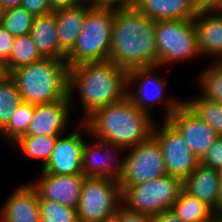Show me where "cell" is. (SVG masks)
Listing matches in <instances>:
<instances>
[{
  "instance_id": "6da1fadb",
  "label": "cell",
  "mask_w": 222,
  "mask_h": 222,
  "mask_svg": "<svg viewBox=\"0 0 222 222\" xmlns=\"http://www.w3.org/2000/svg\"><path fill=\"white\" fill-rule=\"evenodd\" d=\"M126 91L127 72L111 61L85 62L69 67L68 97L71 109L73 114L76 110L83 111L78 122H84L100 108L121 101Z\"/></svg>"
},
{
  "instance_id": "7a4b0ae2",
  "label": "cell",
  "mask_w": 222,
  "mask_h": 222,
  "mask_svg": "<svg viewBox=\"0 0 222 222\" xmlns=\"http://www.w3.org/2000/svg\"><path fill=\"white\" fill-rule=\"evenodd\" d=\"M109 61L126 72L157 66L154 21L136 7L115 11Z\"/></svg>"
},
{
  "instance_id": "3957f363",
  "label": "cell",
  "mask_w": 222,
  "mask_h": 222,
  "mask_svg": "<svg viewBox=\"0 0 222 222\" xmlns=\"http://www.w3.org/2000/svg\"><path fill=\"white\" fill-rule=\"evenodd\" d=\"M84 123L96 139L129 149L153 135L156 120L125 96L96 110Z\"/></svg>"
},
{
  "instance_id": "277c9868",
  "label": "cell",
  "mask_w": 222,
  "mask_h": 222,
  "mask_svg": "<svg viewBox=\"0 0 222 222\" xmlns=\"http://www.w3.org/2000/svg\"><path fill=\"white\" fill-rule=\"evenodd\" d=\"M66 60L43 58L19 67L9 75L15 81L23 102L49 104L69 99Z\"/></svg>"
},
{
  "instance_id": "5b68a950",
  "label": "cell",
  "mask_w": 222,
  "mask_h": 222,
  "mask_svg": "<svg viewBox=\"0 0 222 222\" xmlns=\"http://www.w3.org/2000/svg\"><path fill=\"white\" fill-rule=\"evenodd\" d=\"M115 10L90 7L74 47L66 54L68 67L109 61Z\"/></svg>"
},
{
  "instance_id": "8992f818",
  "label": "cell",
  "mask_w": 222,
  "mask_h": 222,
  "mask_svg": "<svg viewBox=\"0 0 222 222\" xmlns=\"http://www.w3.org/2000/svg\"><path fill=\"white\" fill-rule=\"evenodd\" d=\"M159 66L136 68L127 72L126 96L141 111L151 113V108L161 106L162 121L167 120L183 103L184 99L168 94L166 77L158 74Z\"/></svg>"
},
{
  "instance_id": "52a82bcc",
  "label": "cell",
  "mask_w": 222,
  "mask_h": 222,
  "mask_svg": "<svg viewBox=\"0 0 222 222\" xmlns=\"http://www.w3.org/2000/svg\"><path fill=\"white\" fill-rule=\"evenodd\" d=\"M154 29L157 66L166 68L174 63L201 58L193 19L156 21Z\"/></svg>"
},
{
  "instance_id": "ba28073f",
  "label": "cell",
  "mask_w": 222,
  "mask_h": 222,
  "mask_svg": "<svg viewBox=\"0 0 222 222\" xmlns=\"http://www.w3.org/2000/svg\"><path fill=\"white\" fill-rule=\"evenodd\" d=\"M121 188L124 208L152 217L172 208L183 189V182L166 174L151 181Z\"/></svg>"
},
{
  "instance_id": "9c48e42d",
  "label": "cell",
  "mask_w": 222,
  "mask_h": 222,
  "mask_svg": "<svg viewBox=\"0 0 222 222\" xmlns=\"http://www.w3.org/2000/svg\"><path fill=\"white\" fill-rule=\"evenodd\" d=\"M122 206V188L118 181L86 177L83 181L77 214L79 222H103Z\"/></svg>"
},
{
  "instance_id": "30bf717a",
  "label": "cell",
  "mask_w": 222,
  "mask_h": 222,
  "mask_svg": "<svg viewBox=\"0 0 222 222\" xmlns=\"http://www.w3.org/2000/svg\"><path fill=\"white\" fill-rule=\"evenodd\" d=\"M125 169L119 181L121 186H132L166 175L161 145L152 135L126 153Z\"/></svg>"
},
{
  "instance_id": "8fae6325",
  "label": "cell",
  "mask_w": 222,
  "mask_h": 222,
  "mask_svg": "<svg viewBox=\"0 0 222 222\" xmlns=\"http://www.w3.org/2000/svg\"><path fill=\"white\" fill-rule=\"evenodd\" d=\"M153 136L161 145L167 175L183 182L200 164L199 158L189 149L185 138L167 120H161V124L156 121Z\"/></svg>"
},
{
  "instance_id": "7c38bea8",
  "label": "cell",
  "mask_w": 222,
  "mask_h": 222,
  "mask_svg": "<svg viewBox=\"0 0 222 222\" xmlns=\"http://www.w3.org/2000/svg\"><path fill=\"white\" fill-rule=\"evenodd\" d=\"M88 136L91 142L86 140L83 148L81 162L83 175L119 182L125 169L128 149L101 141L90 134Z\"/></svg>"
},
{
  "instance_id": "4fadbf2b",
  "label": "cell",
  "mask_w": 222,
  "mask_h": 222,
  "mask_svg": "<svg viewBox=\"0 0 222 222\" xmlns=\"http://www.w3.org/2000/svg\"><path fill=\"white\" fill-rule=\"evenodd\" d=\"M75 128L57 138L51 157L40 170L55 175L83 174L82 155L86 141L84 134L89 135V129L84 122H77ZM77 128V129H76Z\"/></svg>"
},
{
  "instance_id": "5bb4252c",
  "label": "cell",
  "mask_w": 222,
  "mask_h": 222,
  "mask_svg": "<svg viewBox=\"0 0 222 222\" xmlns=\"http://www.w3.org/2000/svg\"><path fill=\"white\" fill-rule=\"evenodd\" d=\"M167 121L185 138L189 149L199 160L220 136L185 103Z\"/></svg>"
},
{
  "instance_id": "9a60e30c",
  "label": "cell",
  "mask_w": 222,
  "mask_h": 222,
  "mask_svg": "<svg viewBox=\"0 0 222 222\" xmlns=\"http://www.w3.org/2000/svg\"><path fill=\"white\" fill-rule=\"evenodd\" d=\"M39 175L34 182H29L36 190L38 199H47L77 209L86 178L83 174L55 175L40 171Z\"/></svg>"
},
{
  "instance_id": "2e32d148",
  "label": "cell",
  "mask_w": 222,
  "mask_h": 222,
  "mask_svg": "<svg viewBox=\"0 0 222 222\" xmlns=\"http://www.w3.org/2000/svg\"><path fill=\"white\" fill-rule=\"evenodd\" d=\"M72 114L69 99L34 105L33 118L25 135H63L68 132L67 127L70 128Z\"/></svg>"
},
{
  "instance_id": "e0dca14e",
  "label": "cell",
  "mask_w": 222,
  "mask_h": 222,
  "mask_svg": "<svg viewBox=\"0 0 222 222\" xmlns=\"http://www.w3.org/2000/svg\"><path fill=\"white\" fill-rule=\"evenodd\" d=\"M0 207V222H40L38 194L29 182L8 195Z\"/></svg>"
},
{
  "instance_id": "ac0fdd59",
  "label": "cell",
  "mask_w": 222,
  "mask_h": 222,
  "mask_svg": "<svg viewBox=\"0 0 222 222\" xmlns=\"http://www.w3.org/2000/svg\"><path fill=\"white\" fill-rule=\"evenodd\" d=\"M193 21L202 59L209 57V59L213 58V61H220L222 58V12L198 13Z\"/></svg>"
},
{
  "instance_id": "d6986e66",
  "label": "cell",
  "mask_w": 222,
  "mask_h": 222,
  "mask_svg": "<svg viewBox=\"0 0 222 222\" xmlns=\"http://www.w3.org/2000/svg\"><path fill=\"white\" fill-rule=\"evenodd\" d=\"M183 189L208 205L218 215L220 194V175L218 169H212L201 163L183 181Z\"/></svg>"
},
{
  "instance_id": "ffe728a7",
  "label": "cell",
  "mask_w": 222,
  "mask_h": 222,
  "mask_svg": "<svg viewBox=\"0 0 222 222\" xmlns=\"http://www.w3.org/2000/svg\"><path fill=\"white\" fill-rule=\"evenodd\" d=\"M90 7L85 1H81L77 5L53 11L60 48L66 54L74 47Z\"/></svg>"
},
{
  "instance_id": "44dd1931",
  "label": "cell",
  "mask_w": 222,
  "mask_h": 222,
  "mask_svg": "<svg viewBox=\"0 0 222 222\" xmlns=\"http://www.w3.org/2000/svg\"><path fill=\"white\" fill-rule=\"evenodd\" d=\"M30 35L44 58L66 60V53L60 48L58 41L54 12L43 16H35Z\"/></svg>"
},
{
  "instance_id": "7402d4cb",
  "label": "cell",
  "mask_w": 222,
  "mask_h": 222,
  "mask_svg": "<svg viewBox=\"0 0 222 222\" xmlns=\"http://www.w3.org/2000/svg\"><path fill=\"white\" fill-rule=\"evenodd\" d=\"M135 7L154 22L190 20L197 15L192 0H137Z\"/></svg>"
},
{
  "instance_id": "603a6c76",
  "label": "cell",
  "mask_w": 222,
  "mask_h": 222,
  "mask_svg": "<svg viewBox=\"0 0 222 222\" xmlns=\"http://www.w3.org/2000/svg\"><path fill=\"white\" fill-rule=\"evenodd\" d=\"M61 135H23L10 148L25 158L42 161V168L51 157L57 138Z\"/></svg>"
},
{
  "instance_id": "cb8c5ba5",
  "label": "cell",
  "mask_w": 222,
  "mask_h": 222,
  "mask_svg": "<svg viewBox=\"0 0 222 222\" xmlns=\"http://www.w3.org/2000/svg\"><path fill=\"white\" fill-rule=\"evenodd\" d=\"M31 35L17 36L14 38L11 53L7 62L2 66L3 74H10L15 69L29 65L43 59Z\"/></svg>"
},
{
  "instance_id": "d4e9b609",
  "label": "cell",
  "mask_w": 222,
  "mask_h": 222,
  "mask_svg": "<svg viewBox=\"0 0 222 222\" xmlns=\"http://www.w3.org/2000/svg\"><path fill=\"white\" fill-rule=\"evenodd\" d=\"M171 209L184 222H207L215 215L208 205L184 189L181 190Z\"/></svg>"
},
{
  "instance_id": "484cf974",
  "label": "cell",
  "mask_w": 222,
  "mask_h": 222,
  "mask_svg": "<svg viewBox=\"0 0 222 222\" xmlns=\"http://www.w3.org/2000/svg\"><path fill=\"white\" fill-rule=\"evenodd\" d=\"M22 103V96L13 78L9 74H2L0 76V131L9 123Z\"/></svg>"
},
{
  "instance_id": "4316f807",
  "label": "cell",
  "mask_w": 222,
  "mask_h": 222,
  "mask_svg": "<svg viewBox=\"0 0 222 222\" xmlns=\"http://www.w3.org/2000/svg\"><path fill=\"white\" fill-rule=\"evenodd\" d=\"M211 62L196 77L199 95L222 104V63Z\"/></svg>"
},
{
  "instance_id": "83f0119b",
  "label": "cell",
  "mask_w": 222,
  "mask_h": 222,
  "mask_svg": "<svg viewBox=\"0 0 222 222\" xmlns=\"http://www.w3.org/2000/svg\"><path fill=\"white\" fill-rule=\"evenodd\" d=\"M184 103L199 118L204 120L218 135L222 134V104L219 102L208 100L203 96L195 95V97L184 98Z\"/></svg>"
},
{
  "instance_id": "f1b7e54d",
  "label": "cell",
  "mask_w": 222,
  "mask_h": 222,
  "mask_svg": "<svg viewBox=\"0 0 222 222\" xmlns=\"http://www.w3.org/2000/svg\"><path fill=\"white\" fill-rule=\"evenodd\" d=\"M33 112L34 105L23 102L12 115L9 123L0 131V137L9 147L27 133Z\"/></svg>"
},
{
  "instance_id": "f546056e",
  "label": "cell",
  "mask_w": 222,
  "mask_h": 222,
  "mask_svg": "<svg viewBox=\"0 0 222 222\" xmlns=\"http://www.w3.org/2000/svg\"><path fill=\"white\" fill-rule=\"evenodd\" d=\"M34 16L24 7L18 6L5 10L1 26L14 37L30 34Z\"/></svg>"
},
{
  "instance_id": "4dcf8cb0",
  "label": "cell",
  "mask_w": 222,
  "mask_h": 222,
  "mask_svg": "<svg viewBox=\"0 0 222 222\" xmlns=\"http://www.w3.org/2000/svg\"><path fill=\"white\" fill-rule=\"evenodd\" d=\"M40 222H79L77 209L47 199H38Z\"/></svg>"
},
{
  "instance_id": "1f68e13d",
  "label": "cell",
  "mask_w": 222,
  "mask_h": 222,
  "mask_svg": "<svg viewBox=\"0 0 222 222\" xmlns=\"http://www.w3.org/2000/svg\"><path fill=\"white\" fill-rule=\"evenodd\" d=\"M200 163L212 169L222 167V139L217 138L200 160Z\"/></svg>"
},
{
  "instance_id": "d6a6232c",
  "label": "cell",
  "mask_w": 222,
  "mask_h": 222,
  "mask_svg": "<svg viewBox=\"0 0 222 222\" xmlns=\"http://www.w3.org/2000/svg\"><path fill=\"white\" fill-rule=\"evenodd\" d=\"M93 8L124 10L135 7L137 0H86Z\"/></svg>"
},
{
  "instance_id": "836d02e7",
  "label": "cell",
  "mask_w": 222,
  "mask_h": 222,
  "mask_svg": "<svg viewBox=\"0 0 222 222\" xmlns=\"http://www.w3.org/2000/svg\"><path fill=\"white\" fill-rule=\"evenodd\" d=\"M14 36L0 25V66L2 67L8 60L12 50Z\"/></svg>"
},
{
  "instance_id": "e575fe53",
  "label": "cell",
  "mask_w": 222,
  "mask_h": 222,
  "mask_svg": "<svg viewBox=\"0 0 222 222\" xmlns=\"http://www.w3.org/2000/svg\"><path fill=\"white\" fill-rule=\"evenodd\" d=\"M21 6L34 17L47 15L53 12L48 4V0H23Z\"/></svg>"
},
{
  "instance_id": "d590c367",
  "label": "cell",
  "mask_w": 222,
  "mask_h": 222,
  "mask_svg": "<svg viewBox=\"0 0 222 222\" xmlns=\"http://www.w3.org/2000/svg\"><path fill=\"white\" fill-rule=\"evenodd\" d=\"M118 222H152L151 216L130 211L121 206L114 216Z\"/></svg>"
},
{
  "instance_id": "8d00e7d4",
  "label": "cell",
  "mask_w": 222,
  "mask_h": 222,
  "mask_svg": "<svg viewBox=\"0 0 222 222\" xmlns=\"http://www.w3.org/2000/svg\"><path fill=\"white\" fill-rule=\"evenodd\" d=\"M196 13L220 12L222 0H192Z\"/></svg>"
},
{
  "instance_id": "74e56055",
  "label": "cell",
  "mask_w": 222,
  "mask_h": 222,
  "mask_svg": "<svg viewBox=\"0 0 222 222\" xmlns=\"http://www.w3.org/2000/svg\"><path fill=\"white\" fill-rule=\"evenodd\" d=\"M152 222H184L172 209L165 210L151 217Z\"/></svg>"
},
{
  "instance_id": "f35d334b",
  "label": "cell",
  "mask_w": 222,
  "mask_h": 222,
  "mask_svg": "<svg viewBox=\"0 0 222 222\" xmlns=\"http://www.w3.org/2000/svg\"><path fill=\"white\" fill-rule=\"evenodd\" d=\"M81 0H48V4L52 11L71 7L80 3Z\"/></svg>"
},
{
  "instance_id": "ab89813d",
  "label": "cell",
  "mask_w": 222,
  "mask_h": 222,
  "mask_svg": "<svg viewBox=\"0 0 222 222\" xmlns=\"http://www.w3.org/2000/svg\"><path fill=\"white\" fill-rule=\"evenodd\" d=\"M23 0H0L1 5L5 10L22 5Z\"/></svg>"
},
{
  "instance_id": "60d3db41",
  "label": "cell",
  "mask_w": 222,
  "mask_h": 222,
  "mask_svg": "<svg viewBox=\"0 0 222 222\" xmlns=\"http://www.w3.org/2000/svg\"><path fill=\"white\" fill-rule=\"evenodd\" d=\"M220 175V194L218 200V215H222V167L219 169Z\"/></svg>"
},
{
  "instance_id": "b9f144b4",
  "label": "cell",
  "mask_w": 222,
  "mask_h": 222,
  "mask_svg": "<svg viewBox=\"0 0 222 222\" xmlns=\"http://www.w3.org/2000/svg\"><path fill=\"white\" fill-rule=\"evenodd\" d=\"M207 222H222V215H214L210 220Z\"/></svg>"
},
{
  "instance_id": "7bdbcfd3",
  "label": "cell",
  "mask_w": 222,
  "mask_h": 222,
  "mask_svg": "<svg viewBox=\"0 0 222 222\" xmlns=\"http://www.w3.org/2000/svg\"><path fill=\"white\" fill-rule=\"evenodd\" d=\"M4 12H5V9L3 8V6L0 3V24H1L2 18L4 16Z\"/></svg>"
},
{
  "instance_id": "ee69618b",
  "label": "cell",
  "mask_w": 222,
  "mask_h": 222,
  "mask_svg": "<svg viewBox=\"0 0 222 222\" xmlns=\"http://www.w3.org/2000/svg\"><path fill=\"white\" fill-rule=\"evenodd\" d=\"M103 222H118L115 217L104 220Z\"/></svg>"
},
{
  "instance_id": "f6af8a7d",
  "label": "cell",
  "mask_w": 222,
  "mask_h": 222,
  "mask_svg": "<svg viewBox=\"0 0 222 222\" xmlns=\"http://www.w3.org/2000/svg\"><path fill=\"white\" fill-rule=\"evenodd\" d=\"M3 74L2 67L0 66V76Z\"/></svg>"
}]
</instances>
